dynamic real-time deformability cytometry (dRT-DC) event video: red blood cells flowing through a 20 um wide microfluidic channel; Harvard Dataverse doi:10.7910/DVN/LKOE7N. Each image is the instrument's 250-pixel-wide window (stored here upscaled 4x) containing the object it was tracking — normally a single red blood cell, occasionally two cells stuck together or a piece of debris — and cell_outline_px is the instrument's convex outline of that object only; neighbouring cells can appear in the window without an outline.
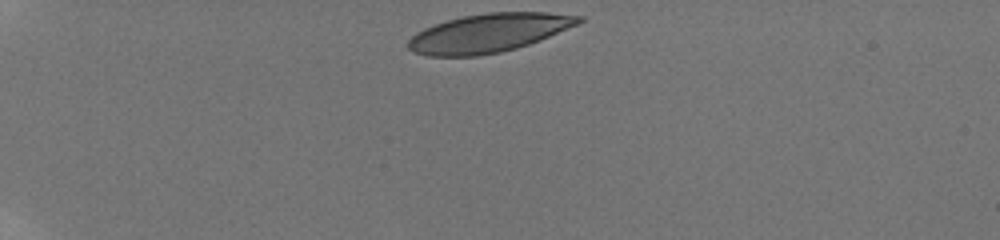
{"species": "human", "species_latin": "Homo sapiens", "temperature_condition": "room temperature", "stored_images_in_passage": 38, "camera_frame_rate_fps": 3000, "um_per_image_px": 0.085, "donor": {"sex": "male"}, "frame": {"image": 1, "passage_image": 1, "time_ms": 0.0, "image_size_px": [1000, 240], "cell_outline_px": [[584, 20], [576, 24], [540, 40], [516, 48], [500, 52], [476, 56], [428, 56], [412, 52], [408, 48], [408, 40], [416, 32], [424, 28], [448, 20], [464, 16], [488, 12], [548, 12], [584, 16]], "centroid_in_image_um": [41.52, 2.8], "position_along_channel_um": 43.5, "area_um2": 38.15}}
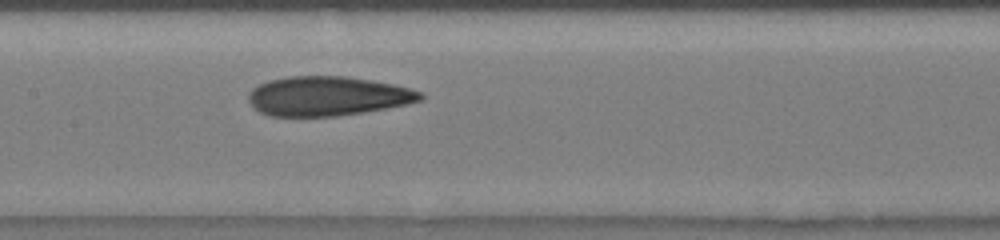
{"frame": {"image": 2, "passage_image": 17, "time_ms": 5.333, "image_size_px": [1000, 240], "cell_outline_px": [[424, 96], [420, 100], [408, 104], [388, 108], [364, 112], [336, 116], [272, 116], [260, 112], [248, 100], [248, 92], [252, 88], [260, 84], [272, 80], [288, 76], [344, 76], [392, 84], [408, 88], [420, 92]], "centroid_in_image_um": [27.83, 8.17], "position_along_channel_um": 179.6, "area_um2": 39.19}}
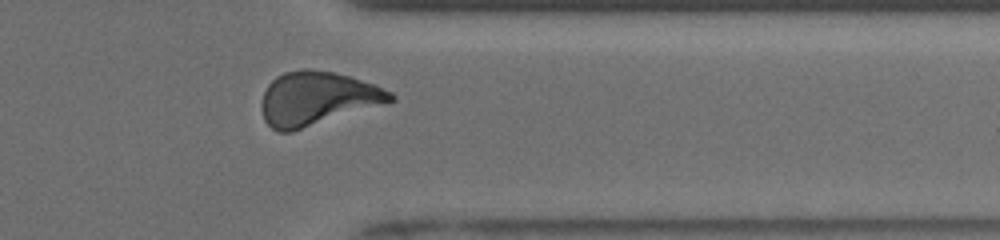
{"frame": {"image": 3, "passage_image": 33, "time_ms": 10.667, "image_size_px": [1000, 240], "cell_outline_px": [[396, 100], [292, 132], [280, 132], [272, 128], [264, 120], [260, 104], [264, 92], [268, 84], [276, 76], [284, 72], [304, 68], [308, 68], [332, 72], [348, 76], [372, 84], [392, 92], [396, 96]], "centroid_in_image_um": [26.92, 8.37], "position_along_channel_um": 384.5, "area_um2": 40.17}, "authors_computed_cell_mechanics": {"area_um2": 39.3618, "velocity_mm_per_s": 3.8534, "shape_relaxation_time_tau1_ms": 7.8193, "shape_relaxation_time_tau2_ms": 1.7525, "deformation_change_tau1": 0.2124, "deformation_change_tau2": 0.0766}}